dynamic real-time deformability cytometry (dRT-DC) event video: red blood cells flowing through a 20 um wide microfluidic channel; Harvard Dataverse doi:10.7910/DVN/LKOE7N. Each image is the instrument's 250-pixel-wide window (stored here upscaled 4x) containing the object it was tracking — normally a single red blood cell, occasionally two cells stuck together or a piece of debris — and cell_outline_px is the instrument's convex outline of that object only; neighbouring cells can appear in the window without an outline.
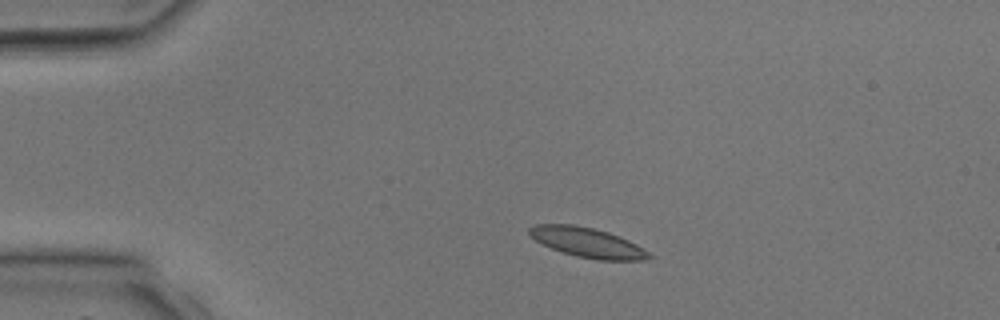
{"species": "common noctule bat (a hibernating species)", "species_latin": "Nyctalus noctula", "temperature_condition": "room temperature", "stored_images_in_passage": 3, "camera_frame_rate_fps": 3000, "um_per_image_px": 0.085, "animal": {"sex": "male", "body_mass_g": 17.9, "forearm_length_mm": 54.2}, "frame": {"image": 1, "passage_image": 2, "time_ms": 1.333, "image_size_px": [1000, 320], "cell_outline_px": [[652, 256], [648, 260], [596, 260], [576, 256], [552, 248], [536, 240], [528, 232], [528, 228], [536, 224], [572, 224], [592, 228], [608, 232], [620, 236], [636, 244], [648, 252]], "centroid_in_image_um": [49.95, 20.61], "position_along_channel_um": 35.1, "area_um2": 20.52}}